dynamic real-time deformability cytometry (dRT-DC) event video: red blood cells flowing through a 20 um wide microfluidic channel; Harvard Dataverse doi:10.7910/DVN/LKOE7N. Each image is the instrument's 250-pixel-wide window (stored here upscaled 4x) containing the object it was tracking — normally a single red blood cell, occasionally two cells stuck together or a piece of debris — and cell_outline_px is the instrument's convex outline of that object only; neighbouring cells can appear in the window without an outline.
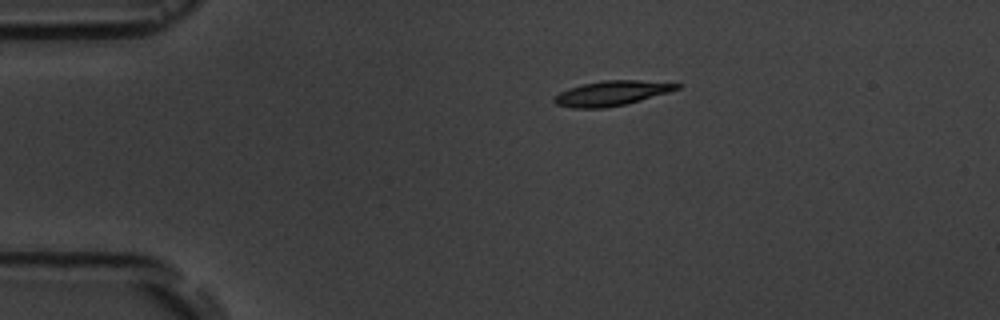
{"species": "common noctule bat (a hibernating species)", "species_latin": "Nyctalus noctula", "temperature_condition": "room temperature", "stored_images_in_passage": 7, "camera_frame_rate_fps": 3000, "um_per_image_px": 0.085, "animal": {"sex": "male", "body_mass_g": 19.5, "forearm_length_mm": 54.6}, "frame": {"image": 1, "passage_image": 1, "time_ms": 0.0, "image_size_px": [1000, 320], "cell_outline_px": [[684, 84], [680, 88], [668, 92], [640, 100], [624, 104], [604, 108], [572, 108], [556, 104], [552, 100], [552, 96], [568, 88], [584, 84], [604, 80], [640, 80]], "centroid_in_image_um": [51.96, 7.92], "position_along_channel_um": 33.0, "area_um2": 17.69}}
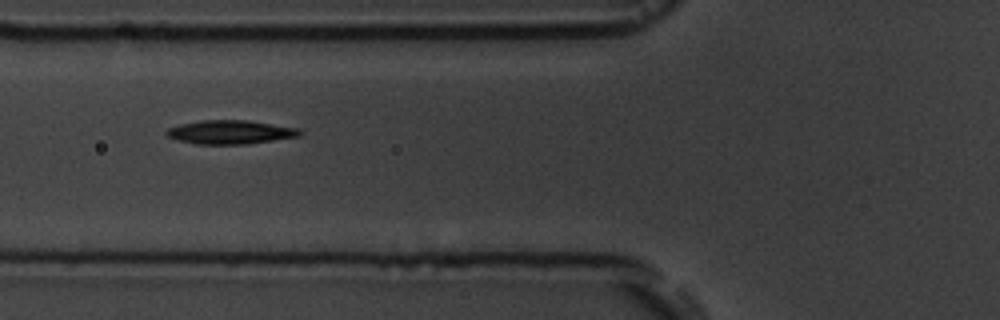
{"frame": {"image": 2, "passage_image": 4, "time_ms": 3.333, "image_size_px": [1000, 320], "cell_outline_px": [[304, 132], [300, 136], [244, 144], [196, 144], [180, 140], [168, 136], [164, 132], [168, 128], [180, 124], [200, 120], [248, 120], [300, 128]], "centroid_in_image_um": [19.61, 11.22], "position_along_channel_um": 106.2, "area_um2": 18.44}}
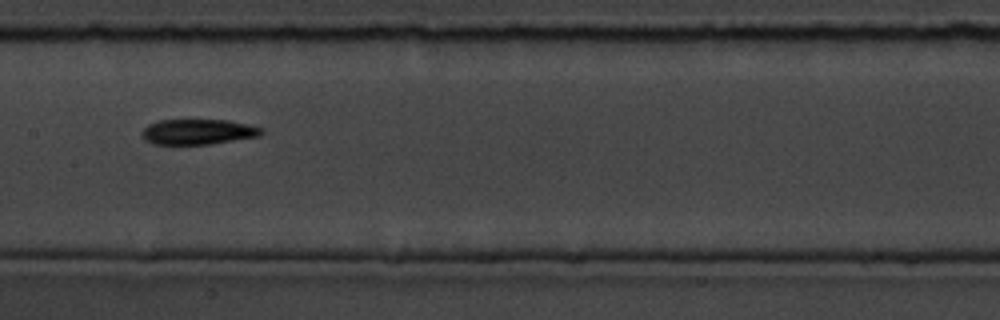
{"frame": {"image": 3, "passage_image": 6, "time_ms": 5.667, "image_size_px": [1000, 320], "cell_outline_px": [[264, 132], [260, 136], [208, 144], [152, 144], [144, 140], [140, 136], [140, 132], [148, 124], [160, 120], [228, 120], [248, 124], [264, 128]], "centroid_in_image_um": [16.81, 11.2], "position_along_channel_um": 190.6, "area_um2": 17.8}}